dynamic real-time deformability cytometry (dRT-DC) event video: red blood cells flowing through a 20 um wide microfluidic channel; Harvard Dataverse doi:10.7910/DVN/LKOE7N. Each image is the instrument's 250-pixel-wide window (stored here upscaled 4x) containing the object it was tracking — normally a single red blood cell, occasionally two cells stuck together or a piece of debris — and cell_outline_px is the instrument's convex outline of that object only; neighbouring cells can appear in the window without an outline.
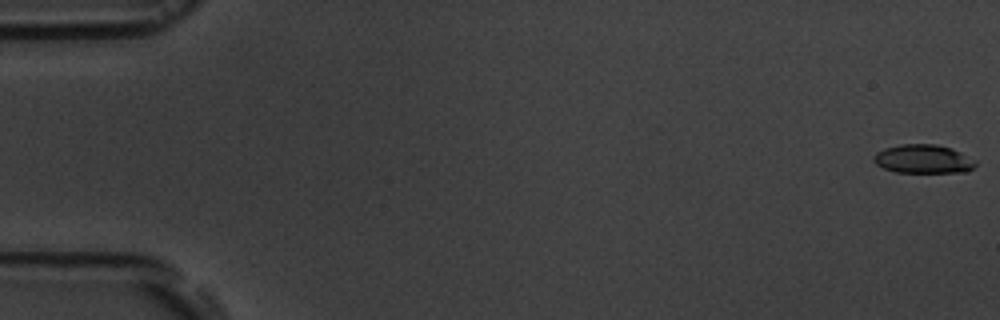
{"species": "common noctule bat (a hibernating species)", "species_latin": "Nyctalus noctula", "temperature_condition": "room temperature", "stored_images_in_passage": 7, "camera_frame_rate_fps": 3000, "um_per_image_px": 0.085, "animal": {"sex": "male", "body_mass_g": 19.5, "forearm_length_mm": 54.6}, "frame": {"image": 1, "passage_image": 1, "time_ms": 0.0, "image_size_px": [1000, 320], "cell_outline_px": [[976, 164], [972, 168], [964, 172], [896, 172], [884, 168], [876, 164], [872, 160], [872, 156], [876, 152], [884, 148], [900, 144], [936, 144], [952, 148], [976, 160]], "centroid_in_image_um": [78.45, 13.5], "position_along_channel_um": 6.6, "area_um2": 17.11}}
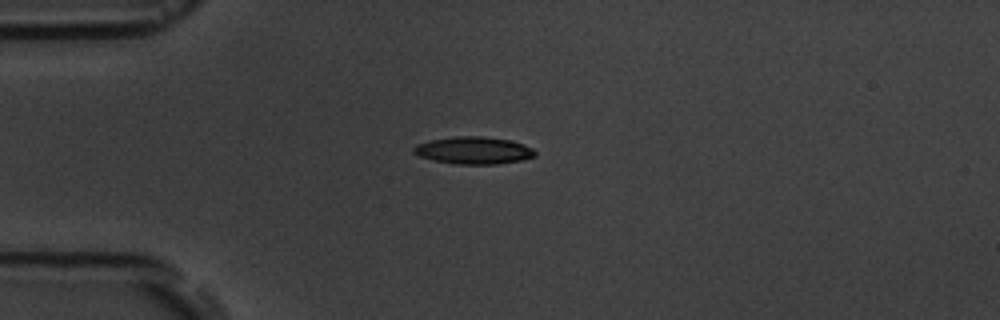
{"frame": {"image": 2, "passage_image": 5, "time_ms": 4.667, "image_size_px": [1000, 320], "cell_outline_px": [[536, 156], [520, 160], [496, 164], [456, 164], [436, 160], [420, 156], [412, 152], [412, 148], [416, 144], [432, 140], [456, 136], [484, 136], [512, 140], [524, 144], [532, 148], [536, 152]], "centroid_in_image_um": [40.28, 12.77], "position_along_channel_um": 44.7, "area_um2": 19.25}}
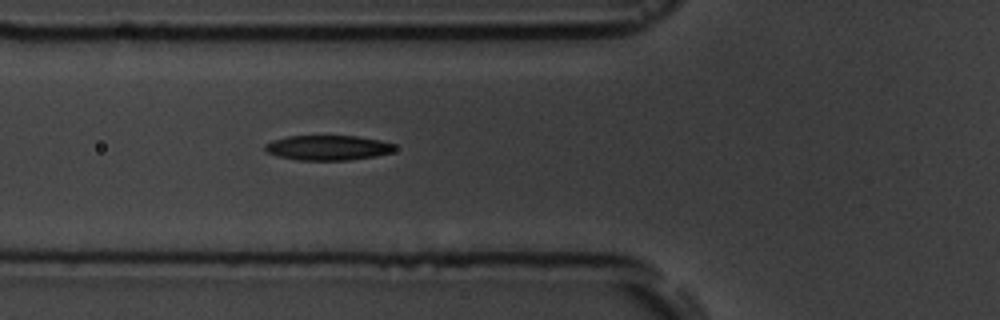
{"frame": {"image": 3, "passage_image": 7, "time_ms": 6.667, "image_size_px": [1000, 320], "cell_outline_px": [[396, 148], [392, 152], [376, 156], [348, 160], [300, 160], [276, 156], [268, 152], [264, 148], [264, 144], [272, 140], [288, 136], [356, 136], [380, 140], [396, 144]], "centroid_in_image_um": [27.88, 12.55], "position_along_channel_um": 97.9, "area_um2": 18.9}}